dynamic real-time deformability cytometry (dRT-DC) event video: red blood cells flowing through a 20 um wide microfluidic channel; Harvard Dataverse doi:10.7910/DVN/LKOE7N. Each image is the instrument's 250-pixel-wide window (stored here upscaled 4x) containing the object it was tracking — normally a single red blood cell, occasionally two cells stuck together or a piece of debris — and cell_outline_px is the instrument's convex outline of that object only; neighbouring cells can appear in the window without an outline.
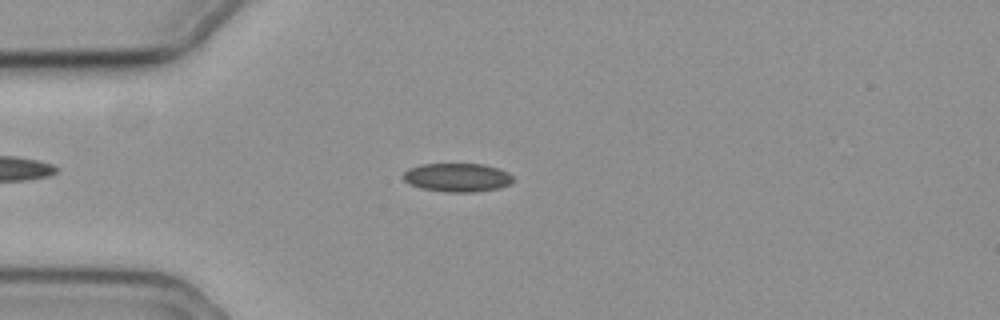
{"species": "common noctule bat (a hibernating species)", "species_latin": "Nyctalus noctula", "temperature_condition": "cold", "stored_images_in_passage": 54, "camera_frame_rate_fps": 3000, "um_per_image_px": 0.085, "animal": {"sex": "female", "body_mass_g": 19.3, "forearm_length_mm": 54.1}, "frame": {"image": 1, "passage_image": 11, "time_ms": 3.333, "image_size_px": [1000, 320], "cell_outline_px": [[516, 180], [512, 184], [500, 188], [476, 192], [444, 192], [420, 188], [408, 184], [400, 176], [408, 168], [420, 164], [484, 164], [508, 172]], "centroid_in_image_um": [38.86, 15.09], "position_along_channel_um": 46.1, "area_um2": 18.73}}
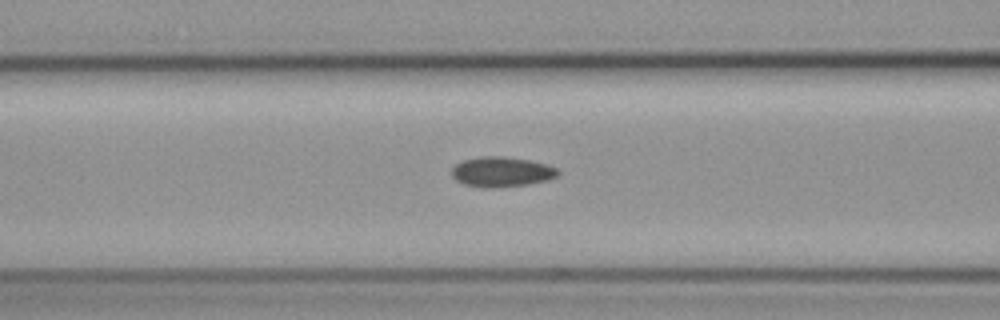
{"frame": {"image": 2, "passage_image": 19, "time_ms": 6.0, "image_size_px": [1000, 320], "cell_outline_px": [[560, 172], [556, 176], [548, 180], [528, 184], [492, 188], [488, 188], [464, 184], [456, 180], [452, 176], [452, 168], [456, 164], [464, 160], [480, 156], [500, 156], [528, 160], [544, 164], [556, 168]], "centroid_in_image_um": [42.62, 14.61], "position_along_channel_um": 124.0, "area_um2": 18.38}}
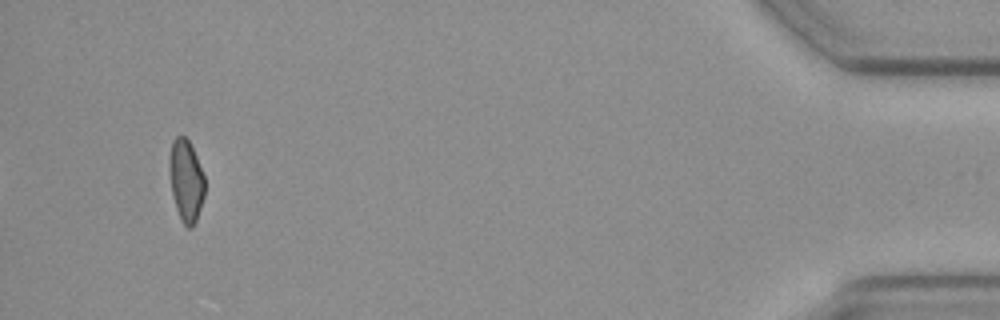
{"frame": {"image": 3, "passage_image": 51, "time_ms": 16.667, "image_size_px": [1000, 320], "cell_outline_px": [[204, 196], [196, 220], [192, 228], [188, 228], [180, 220], [176, 208], [172, 192], [168, 164], [172, 140], [176, 136], [184, 136], [188, 140], [196, 156], [204, 176]], "centroid_in_image_um": [15.8, 15.35], "position_along_channel_um": 419.4, "area_um2": 16.76}}